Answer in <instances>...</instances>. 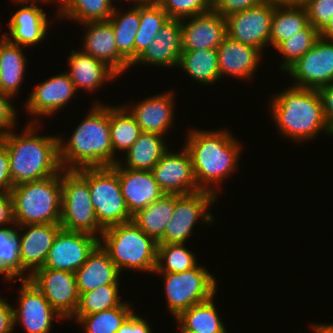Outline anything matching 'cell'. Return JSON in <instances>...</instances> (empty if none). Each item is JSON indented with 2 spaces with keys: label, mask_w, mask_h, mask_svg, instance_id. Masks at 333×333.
Wrapping results in <instances>:
<instances>
[{
  "label": "cell",
  "mask_w": 333,
  "mask_h": 333,
  "mask_svg": "<svg viewBox=\"0 0 333 333\" xmlns=\"http://www.w3.org/2000/svg\"><path fill=\"white\" fill-rule=\"evenodd\" d=\"M20 227V228H18ZM21 279H28L36 270L43 268L54 238L62 228L56 224L19 225ZM27 231H24V230ZM19 231L24 232L23 234ZM29 271L26 277L25 273Z\"/></svg>",
  "instance_id": "cell-17"
},
{
  "label": "cell",
  "mask_w": 333,
  "mask_h": 333,
  "mask_svg": "<svg viewBox=\"0 0 333 333\" xmlns=\"http://www.w3.org/2000/svg\"><path fill=\"white\" fill-rule=\"evenodd\" d=\"M215 202H217V196L205 190L187 195L174 194L172 219L167 224L164 236L158 244H185L186 239L193 234L192 229L199 219L209 225L214 222L213 215L207 210Z\"/></svg>",
  "instance_id": "cell-10"
},
{
  "label": "cell",
  "mask_w": 333,
  "mask_h": 333,
  "mask_svg": "<svg viewBox=\"0 0 333 333\" xmlns=\"http://www.w3.org/2000/svg\"><path fill=\"white\" fill-rule=\"evenodd\" d=\"M172 19L203 14L212 9L207 0H155Z\"/></svg>",
  "instance_id": "cell-43"
},
{
  "label": "cell",
  "mask_w": 333,
  "mask_h": 333,
  "mask_svg": "<svg viewBox=\"0 0 333 333\" xmlns=\"http://www.w3.org/2000/svg\"><path fill=\"white\" fill-rule=\"evenodd\" d=\"M79 293L104 285H119L120 271L99 244L75 272Z\"/></svg>",
  "instance_id": "cell-26"
},
{
  "label": "cell",
  "mask_w": 333,
  "mask_h": 333,
  "mask_svg": "<svg viewBox=\"0 0 333 333\" xmlns=\"http://www.w3.org/2000/svg\"><path fill=\"white\" fill-rule=\"evenodd\" d=\"M15 225L56 224L61 221V172L46 179L13 186Z\"/></svg>",
  "instance_id": "cell-5"
},
{
  "label": "cell",
  "mask_w": 333,
  "mask_h": 333,
  "mask_svg": "<svg viewBox=\"0 0 333 333\" xmlns=\"http://www.w3.org/2000/svg\"><path fill=\"white\" fill-rule=\"evenodd\" d=\"M89 184L91 202L99 224L104 228L132 221L121 193L118 174L111 167L76 170Z\"/></svg>",
  "instance_id": "cell-7"
},
{
  "label": "cell",
  "mask_w": 333,
  "mask_h": 333,
  "mask_svg": "<svg viewBox=\"0 0 333 333\" xmlns=\"http://www.w3.org/2000/svg\"><path fill=\"white\" fill-rule=\"evenodd\" d=\"M197 265V258L184 246V243L157 245L155 274L184 272Z\"/></svg>",
  "instance_id": "cell-40"
},
{
  "label": "cell",
  "mask_w": 333,
  "mask_h": 333,
  "mask_svg": "<svg viewBox=\"0 0 333 333\" xmlns=\"http://www.w3.org/2000/svg\"><path fill=\"white\" fill-rule=\"evenodd\" d=\"M276 5L266 2L226 17L227 35L261 52L270 45L271 24Z\"/></svg>",
  "instance_id": "cell-13"
},
{
  "label": "cell",
  "mask_w": 333,
  "mask_h": 333,
  "mask_svg": "<svg viewBox=\"0 0 333 333\" xmlns=\"http://www.w3.org/2000/svg\"><path fill=\"white\" fill-rule=\"evenodd\" d=\"M18 307L13 306L14 327L20 322L26 333H50L54 320L64 319L48 303L44 295L28 280L19 279Z\"/></svg>",
  "instance_id": "cell-15"
},
{
  "label": "cell",
  "mask_w": 333,
  "mask_h": 333,
  "mask_svg": "<svg viewBox=\"0 0 333 333\" xmlns=\"http://www.w3.org/2000/svg\"><path fill=\"white\" fill-rule=\"evenodd\" d=\"M111 168L118 174L121 193L132 215L165 194L151 171L124 168L118 162Z\"/></svg>",
  "instance_id": "cell-20"
},
{
  "label": "cell",
  "mask_w": 333,
  "mask_h": 333,
  "mask_svg": "<svg viewBox=\"0 0 333 333\" xmlns=\"http://www.w3.org/2000/svg\"><path fill=\"white\" fill-rule=\"evenodd\" d=\"M99 245V237L60 229L54 238L43 268L75 273Z\"/></svg>",
  "instance_id": "cell-14"
},
{
  "label": "cell",
  "mask_w": 333,
  "mask_h": 333,
  "mask_svg": "<svg viewBox=\"0 0 333 333\" xmlns=\"http://www.w3.org/2000/svg\"><path fill=\"white\" fill-rule=\"evenodd\" d=\"M11 224L15 225L11 193H0V227Z\"/></svg>",
  "instance_id": "cell-50"
},
{
  "label": "cell",
  "mask_w": 333,
  "mask_h": 333,
  "mask_svg": "<svg viewBox=\"0 0 333 333\" xmlns=\"http://www.w3.org/2000/svg\"><path fill=\"white\" fill-rule=\"evenodd\" d=\"M2 35H3V36L0 37V52H1V48H2V46H3L4 43L7 41V34H6V33H3Z\"/></svg>",
  "instance_id": "cell-56"
},
{
  "label": "cell",
  "mask_w": 333,
  "mask_h": 333,
  "mask_svg": "<svg viewBox=\"0 0 333 333\" xmlns=\"http://www.w3.org/2000/svg\"><path fill=\"white\" fill-rule=\"evenodd\" d=\"M27 59L22 46L8 40L0 52V92L15 97L24 78Z\"/></svg>",
  "instance_id": "cell-31"
},
{
  "label": "cell",
  "mask_w": 333,
  "mask_h": 333,
  "mask_svg": "<svg viewBox=\"0 0 333 333\" xmlns=\"http://www.w3.org/2000/svg\"><path fill=\"white\" fill-rule=\"evenodd\" d=\"M134 312L121 325L116 333H152L149 323Z\"/></svg>",
  "instance_id": "cell-48"
},
{
  "label": "cell",
  "mask_w": 333,
  "mask_h": 333,
  "mask_svg": "<svg viewBox=\"0 0 333 333\" xmlns=\"http://www.w3.org/2000/svg\"><path fill=\"white\" fill-rule=\"evenodd\" d=\"M37 2H20V7L8 22L7 40L22 47L36 45L41 42L48 31L47 13ZM25 5V6H24Z\"/></svg>",
  "instance_id": "cell-24"
},
{
  "label": "cell",
  "mask_w": 333,
  "mask_h": 333,
  "mask_svg": "<svg viewBox=\"0 0 333 333\" xmlns=\"http://www.w3.org/2000/svg\"><path fill=\"white\" fill-rule=\"evenodd\" d=\"M92 107L67 142L58 136L63 170L113 166L110 105L96 102Z\"/></svg>",
  "instance_id": "cell-3"
},
{
  "label": "cell",
  "mask_w": 333,
  "mask_h": 333,
  "mask_svg": "<svg viewBox=\"0 0 333 333\" xmlns=\"http://www.w3.org/2000/svg\"><path fill=\"white\" fill-rule=\"evenodd\" d=\"M184 147L191 156L198 187L217 195L221 181L238 167L241 143L225 129H192L188 132Z\"/></svg>",
  "instance_id": "cell-2"
},
{
  "label": "cell",
  "mask_w": 333,
  "mask_h": 333,
  "mask_svg": "<svg viewBox=\"0 0 333 333\" xmlns=\"http://www.w3.org/2000/svg\"><path fill=\"white\" fill-rule=\"evenodd\" d=\"M151 172L165 194L187 195L201 190L195 179L191 156L185 147L178 153L167 150Z\"/></svg>",
  "instance_id": "cell-16"
},
{
  "label": "cell",
  "mask_w": 333,
  "mask_h": 333,
  "mask_svg": "<svg viewBox=\"0 0 333 333\" xmlns=\"http://www.w3.org/2000/svg\"><path fill=\"white\" fill-rule=\"evenodd\" d=\"M275 5H303L306 0H269Z\"/></svg>",
  "instance_id": "cell-54"
},
{
  "label": "cell",
  "mask_w": 333,
  "mask_h": 333,
  "mask_svg": "<svg viewBox=\"0 0 333 333\" xmlns=\"http://www.w3.org/2000/svg\"><path fill=\"white\" fill-rule=\"evenodd\" d=\"M308 25L309 19L303 5H276L271 24L270 44L276 49Z\"/></svg>",
  "instance_id": "cell-32"
},
{
  "label": "cell",
  "mask_w": 333,
  "mask_h": 333,
  "mask_svg": "<svg viewBox=\"0 0 333 333\" xmlns=\"http://www.w3.org/2000/svg\"><path fill=\"white\" fill-rule=\"evenodd\" d=\"M164 136L156 133L141 132L138 139L126 151V160L118 163L124 168L151 171L168 150Z\"/></svg>",
  "instance_id": "cell-28"
},
{
  "label": "cell",
  "mask_w": 333,
  "mask_h": 333,
  "mask_svg": "<svg viewBox=\"0 0 333 333\" xmlns=\"http://www.w3.org/2000/svg\"><path fill=\"white\" fill-rule=\"evenodd\" d=\"M217 55L221 78L229 75L252 80L262 52L253 46L237 42L227 35L217 48Z\"/></svg>",
  "instance_id": "cell-25"
},
{
  "label": "cell",
  "mask_w": 333,
  "mask_h": 333,
  "mask_svg": "<svg viewBox=\"0 0 333 333\" xmlns=\"http://www.w3.org/2000/svg\"><path fill=\"white\" fill-rule=\"evenodd\" d=\"M271 99L270 118L281 135L298 143L315 138L321 131L333 135L325 121L318 89L297 88L292 85L280 94L273 95Z\"/></svg>",
  "instance_id": "cell-4"
},
{
  "label": "cell",
  "mask_w": 333,
  "mask_h": 333,
  "mask_svg": "<svg viewBox=\"0 0 333 333\" xmlns=\"http://www.w3.org/2000/svg\"><path fill=\"white\" fill-rule=\"evenodd\" d=\"M213 299L214 296L184 310L175 318L176 322L178 321L179 330L198 333H228L218 315Z\"/></svg>",
  "instance_id": "cell-30"
},
{
  "label": "cell",
  "mask_w": 333,
  "mask_h": 333,
  "mask_svg": "<svg viewBox=\"0 0 333 333\" xmlns=\"http://www.w3.org/2000/svg\"><path fill=\"white\" fill-rule=\"evenodd\" d=\"M119 293V285H104L79 293V304L74 316H85L120 307L124 302L121 301Z\"/></svg>",
  "instance_id": "cell-41"
},
{
  "label": "cell",
  "mask_w": 333,
  "mask_h": 333,
  "mask_svg": "<svg viewBox=\"0 0 333 333\" xmlns=\"http://www.w3.org/2000/svg\"><path fill=\"white\" fill-rule=\"evenodd\" d=\"M77 89L67 72L35 86L26 100L25 108L33 116H51L67 105Z\"/></svg>",
  "instance_id": "cell-19"
},
{
  "label": "cell",
  "mask_w": 333,
  "mask_h": 333,
  "mask_svg": "<svg viewBox=\"0 0 333 333\" xmlns=\"http://www.w3.org/2000/svg\"><path fill=\"white\" fill-rule=\"evenodd\" d=\"M216 1H217V0H207V2H208L211 6H213L214 3H215Z\"/></svg>",
  "instance_id": "cell-58"
},
{
  "label": "cell",
  "mask_w": 333,
  "mask_h": 333,
  "mask_svg": "<svg viewBox=\"0 0 333 333\" xmlns=\"http://www.w3.org/2000/svg\"><path fill=\"white\" fill-rule=\"evenodd\" d=\"M34 118L20 135L11 130L0 137V142L8 151L14 186L46 179L63 171L59 158V137L38 136L36 127H39V121Z\"/></svg>",
  "instance_id": "cell-1"
},
{
  "label": "cell",
  "mask_w": 333,
  "mask_h": 333,
  "mask_svg": "<svg viewBox=\"0 0 333 333\" xmlns=\"http://www.w3.org/2000/svg\"><path fill=\"white\" fill-rule=\"evenodd\" d=\"M89 27L84 36L83 52L104 62L118 76L123 75L131 64L118 52L115 34L109 21L82 23Z\"/></svg>",
  "instance_id": "cell-21"
},
{
  "label": "cell",
  "mask_w": 333,
  "mask_h": 333,
  "mask_svg": "<svg viewBox=\"0 0 333 333\" xmlns=\"http://www.w3.org/2000/svg\"><path fill=\"white\" fill-rule=\"evenodd\" d=\"M13 186L9 168L8 151L0 142V193H10Z\"/></svg>",
  "instance_id": "cell-47"
},
{
  "label": "cell",
  "mask_w": 333,
  "mask_h": 333,
  "mask_svg": "<svg viewBox=\"0 0 333 333\" xmlns=\"http://www.w3.org/2000/svg\"><path fill=\"white\" fill-rule=\"evenodd\" d=\"M13 329V307L0 296V333H12Z\"/></svg>",
  "instance_id": "cell-51"
},
{
  "label": "cell",
  "mask_w": 333,
  "mask_h": 333,
  "mask_svg": "<svg viewBox=\"0 0 333 333\" xmlns=\"http://www.w3.org/2000/svg\"><path fill=\"white\" fill-rule=\"evenodd\" d=\"M15 227H0V274L9 282L21 279L20 234Z\"/></svg>",
  "instance_id": "cell-39"
},
{
  "label": "cell",
  "mask_w": 333,
  "mask_h": 333,
  "mask_svg": "<svg viewBox=\"0 0 333 333\" xmlns=\"http://www.w3.org/2000/svg\"><path fill=\"white\" fill-rule=\"evenodd\" d=\"M60 18L73 19L76 22L85 23L91 21H108L112 16L115 5L112 0H56Z\"/></svg>",
  "instance_id": "cell-36"
},
{
  "label": "cell",
  "mask_w": 333,
  "mask_h": 333,
  "mask_svg": "<svg viewBox=\"0 0 333 333\" xmlns=\"http://www.w3.org/2000/svg\"><path fill=\"white\" fill-rule=\"evenodd\" d=\"M173 91L148 97L131 106L123 105L135 118L141 132L156 133L166 136L167 131L173 126L174 105ZM174 103V104H173Z\"/></svg>",
  "instance_id": "cell-23"
},
{
  "label": "cell",
  "mask_w": 333,
  "mask_h": 333,
  "mask_svg": "<svg viewBox=\"0 0 333 333\" xmlns=\"http://www.w3.org/2000/svg\"><path fill=\"white\" fill-rule=\"evenodd\" d=\"M188 21L185 23V20ZM182 50L217 49L227 36L226 17L210 11L181 20Z\"/></svg>",
  "instance_id": "cell-18"
},
{
  "label": "cell",
  "mask_w": 333,
  "mask_h": 333,
  "mask_svg": "<svg viewBox=\"0 0 333 333\" xmlns=\"http://www.w3.org/2000/svg\"><path fill=\"white\" fill-rule=\"evenodd\" d=\"M68 62L70 69L66 72L74 83L76 89L86 91H96L97 88L105 83L115 80L119 77L109 66L104 62L84 53L83 51H70Z\"/></svg>",
  "instance_id": "cell-27"
},
{
  "label": "cell",
  "mask_w": 333,
  "mask_h": 333,
  "mask_svg": "<svg viewBox=\"0 0 333 333\" xmlns=\"http://www.w3.org/2000/svg\"><path fill=\"white\" fill-rule=\"evenodd\" d=\"M140 133V126L123 105L110 106V137L113 150V165L118 162V157L115 158V152H126L138 139Z\"/></svg>",
  "instance_id": "cell-35"
},
{
  "label": "cell",
  "mask_w": 333,
  "mask_h": 333,
  "mask_svg": "<svg viewBox=\"0 0 333 333\" xmlns=\"http://www.w3.org/2000/svg\"><path fill=\"white\" fill-rule=\"evenodd\" d=\"M99 244L120 273L125 269L154 273L156 269L158 243L133 221L104 229Z\"/></svg>",
  "instance_id": "cell-6"
},
{
  "label": "cell",
  "mask_w": 333,
  "mask_h": 333,
  "mask_svg": "<svg viewBox=\"0 0 333 333\" xmlns=\"http://www.w3.org/2000/svg\"><path fill=\"white\" fill-rule=\"evenodd\" d=\"M285 72L294 87L319 89L333 82V39L319 37L314 46Z\"/></svg>",
  "instance_id": "cell-11"
},
{
  "label": "cell",
  "mask_w": 333,
  "mask_h": 333,
  "mask_svg": "<svg viewBox=\"0 0 333 333\" xmlns=\"http://www.w3.org/2000/svg\"><path fill=\"white\" fill-rule=\"evenodd\" d=\"M182 51L181 20L170 18L131 66L177 67Z\"/></svg>",
  "instance_id": "cell-22"
},
{
  "label": "cell",
  "mask_w": 333,
  "mask_h": 333,
  "mask_svg": "<svg viewBox=\"0 0 333 333\" xmlns=\"http://www.w3.org/2000/svg\"><path fill=\"white\" fill-rule=\"evenodd\" d=\"M174 212V194H164L160 199L137 211L132 221L157 243L163 238L167 224Z\"/></svg>",
  "instance_id": "cell-29"
},
{
  "label": "cell",
  "mask_w": 333,
  "mask_h": 333,
  "mask_svg": "<svg viewBox=\"0 0 333 333\" xmlns=\"http://www.w3.org/2000/svg\"><path fill=\"white\" fill-rule=\"evenodd\" d=\"M125 1V0H124ZM127 1H131V2H133L134 1V3L136 4V3H141V2H144V1H146V0H127Z\"/></svg>",
  "instance_id": "cell-57"
},
{
  "label": "cell",
  "mask_w": 333,
  "mask_h": 333,
  "mask_svg": "<svg viewBox=\"0 0 333 333\" xmlns=\"http://www.w3.org/2000/svg\"><path fill=\"white\" fill-rule=\"evenodd\" d=\"M322 103L325 121L333 134V82L318 89Z\"/></svg>",
  "instance_id": "cell-49"
},
{
  "label": "cell",
  "mask_w": 333,
  "mask_h": 333,
  "mask_svg": "<svg viewBox=\"0 0 333 333\" xmlns=\"http://www.w3.org/2000/svg\"><path fill=\"white\" fill-rule=\"evenodd\" d=\"M178 67L200 84L211 85L221 79L217 49L182 51Z\"/></svg>",
  "instance_id": "cell-34"
},
{
  "label": "cell",
  "mask_w": 333,
  "mask_h": 333,
  "mask_svg": "<svg viewBox=\"0 0 333 333\" xmlns=\"http://www.w3.org/2000/svg\"><path fill=\"white\" fill-rule=\"evenodd\" d=\"M61 185L62 229L99 236L100 239L104 228L97 220L88 182L76 170H63Z\"/></svg>",
  "instance_id": "cell-8"
},
{
  "label": "cell",
  "mask_w": 333,
  "mask_h": 333,
  "mask_svg": "<svg viewBox=\"0 0 333 333\" xmlns=\"http://www.w3.org/2000/svg\"><path fill=\"white\" fill-rule=\"evenodd\" d=\"M319 34L323 38L333 39V14L328 25Z\"/></svg>",
  "instance_id": "cell-53"
},
{
  "label": "cell",
  "mask_w": 333,
  "mask_h": 333,
  "mask_svg": "<svg viewBox=\"0 0 333 333\" xmlns=\"http://www.w3.org/2000/svg\"><path fill=\"white\" fill-rule=\"evenodd\" d=\"M134 5L125 14L116 7L108 20L115 34L117 50L130 64L135 61V38L140 26V3Z\"/></svg>",
  "instance_id": "cell-33"
},
{
  "label": "cell",
  "mask_w": 333,
  "mask_h": 333,
  "mask_svg": "<svg viewBox=\"0 0 333 333\" xmlns=\"http://www.w3.org/2000/svg\"><path fill=\"white\" fill-rule=\"evenodd\" d=\"M180 333H198V332H193V331H180Z\"/></svg>",
  "instance_id": "cell-59"
},
{
  "label": "cell",
  "mask_w": 333,
  "mask_h": 333,
  "mask_svg": "<svg viewBox=\"0 0 333 333\" xmlns=\"http://www.w3.org/2000/svg\"><path fill=\"white\" fill-rule=\"evenodd\" d=\"M124 302L120 307L111 308L85 316H73L83 326L85 333H116L127 318L134 312Z\"/></svg>",
  "instance_id": "cell-38"
},
{
  "label": "cell",
  "mask_w": 333,
  "mask_h": 333,
  "mask_svg": "<svg viewBox=\"0 0 333 333\" xmlns=\"http://www.w3.org/2000/svg\"><path fill=\"white\" fill-rule=\"evenodd\" d=\"M18 2V4L20 3V2H28V3H30V2H50V1H53L54 3L56 2L57 3V1L56 0H14L13 2Z\"/></svg>",
  "instance_id": "cell-55"
},
{
  "label": "cell",
  "mask_w": 333,
  "mask_h": 333,
  "mask_svg": "<svg viewBox=\"0 0 333 333\" xmlns=\"http://www.w3.org/2000/svg\"><path fill=\"white\" fill-rule=\"evenodd\" d=\"M320 37L319 32L314 26L309 24L302 31L294 34L291 38L282 42L276 50L283 56L281 70L286 71L298 59L305 55L315 44Z\"/></svg>",
  "instance_id": "cell-42"
},
{
  "label": "cell",
  "mask_w": 333,
  "mask_h": 333,
  "mask_svg": "<svg viewBox=\"0 0 333 333\" xmlns=\"http://www.w3.org/2000/svg\"><path fill=\"white\" fill-rule=\"evenodd\" d=\"M303 6L306 9L309 24L320 33L328 25L333 14V0H306Z\"/></svg>",
  "instance_id": "cell-44"
},
{
  "label": "cell",
  "mask_w": 333,
  "mask_h": 333,
  "mask_svg": "<svg viewBox=\"0 0 333 333\" xmlns=\"http://www.w3.org/2000/svg\"><path fill=\"white\" fill-rule=\"evenodd\" d=\"M13 98L0 92V137L9 133L17 124V113L14 106L9 102Z\"/></svg>",
  "instance_id": "cell-46"
},
{
  "label": "cell",
  "mask_w": 333,
  "mask_h": 333,
  "mask_svg": "<svg viewBox=\"0 0 333 333\" xmlns=\"http://www.w3.org/2000/svg\"><path fill=\"white\" fill-rule=\"evenodd\" d=\"M28 280L44 295L64 319L74 316L79 304L76 276L73 272L40 268Z\"/></svg>",
  "instance_id": "cell-12"
},
{
  "label": "cell",
  "mask_w": 333,
  "mask_h": 333,
  "mask_svg": "<svg viewBox=\"0 0 333 333\" xmlns=\"http://www.w3.org/2000/svg\"><path fill=\"white\" fill-rule=\"evenodd\" d=\"M160 274L164 276L167 308L174 318L217 293L218 281L202 265L184 272Z\"/></svg>",
  "instance_id": "cell-9"
},
{
  "label": "cell",
  "mask_w": 333,
  "mask_h": 333,
  "mask_svg": "<svg viewBox=\"0 0 333 333\" xmlns=\"http://www.w3.org/2000/svg\"><path fill=\"white\" fill-rule=\"evenodd\" d=\"M314 333H333V323L315 324L311 326Z\"/></svg>",
  "instance_id": "cell-52"
},
{
  "label": "cell",
  "mask_w": 333,
  "mask_h": 333,
  "mask_svg": "<svg viewBox=\"0 0 333 333\" xmlns=\"http://www.w3.org/2000/svg\"><path fill=\"white\" fill-rule=\"evenodd\" d=\"M169 19V15L155 0L140 3V26L135 38V60L149 46Z\"/></svg>",
  "instance_id": "cell-37"
},
{
  "label": "cell",
  "mask_w": 333,
  "mask_h": 333,
  "mask_svg": "<svg viewBox=\"0 0 333 333\" xmlns=\"http://www.w3.org/2000/svg\"><path fill=\"white\" fill-rule=\"evenodd\" d=\"M269 0H217L212 9L220 15L227 17L233 13L259 6Z\"/></svg>",
  "instance_id": "cell-45"
}]
</instances>
